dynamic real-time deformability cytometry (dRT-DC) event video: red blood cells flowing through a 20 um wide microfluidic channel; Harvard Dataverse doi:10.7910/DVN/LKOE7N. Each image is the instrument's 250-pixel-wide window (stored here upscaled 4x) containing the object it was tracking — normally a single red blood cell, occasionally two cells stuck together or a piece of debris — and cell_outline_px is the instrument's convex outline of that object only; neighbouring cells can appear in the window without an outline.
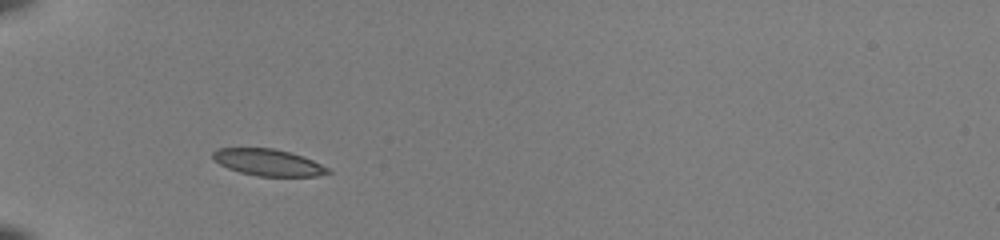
{"species": "common noctule bat (a hibernating species)", "species_latin": "Nyctalus noctula", "temperature_condition": "room temperature", "stored_images_in_passage": 35, "camera_frame_rate_fps": 3000, "um_per_image_px": 0.085, "animal": {"sex": "female", "body_mass_g": 22.0, "forearm_length_mm": 56.7}, "frame": {"image": 1, "passage_image": 1, "time_ms": 0.0, "image_size_px": [1000, 240], "cell_outline_px": [[332, 172], [316, 176], [256, 176], [240, 172], [228, 168], [220, 164], [212, 156], [212, 152], [216, 148], [276, 148], [292, 152], [312, 160], [328, 168]], "centroid_in_image_um": [22.79, 13.8], "position_along_channel_um": 62.2, "area_um2": 17.86}}
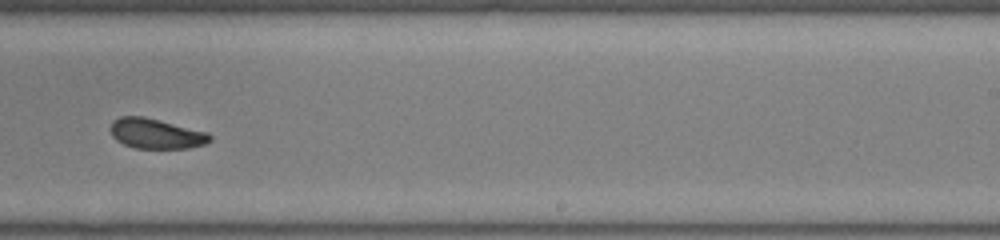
{"frame": {"image": 2, "passage_image": 18, "time_ms": 5.667, "image_size_px": [1000, 240], "cell_outline_px": [[212, 140], [204, 144], [188, 148], [132, 148], [116, 140], [112, 136], [108, 128], [112, 120], [120, 116], [144, 116], [208, 132], [212, 136]], "centroid_in_image_um": [13.22, 11.35], "position_along_channel_um": 275.8, "area_um2": 17.69}}
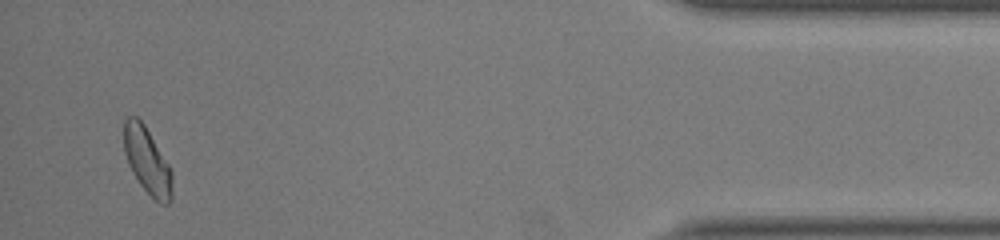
{"frame": {"image": 3, "passage_image": 33, "time_ms": 10.667, "image_size_px": [1000, 240], "cell_outline_px": [[172, 200], [168, 204], [160, 204], [140, 184], [128, 164], [124, 152], [124, 120], [128, 116], [136, 116], [144, 124], [168, 164], [172, 172]], "centroid_in_image_um": [12.51, 13.67], "position_along_channel_um": 422.7, "area_um2": 18.44}, "authors_computed_cell_mechanics": {"area_um2": 18.3226, "velocity_mm_per_s": 3.9998, "shape_relaxation_time_tau1_ms": 3.3959, "shape_relaxation_time_tau2_ms": 1.4111, "deformation_change_tau1": 0.0854, "deformation_change_tau2": 0.0542}}